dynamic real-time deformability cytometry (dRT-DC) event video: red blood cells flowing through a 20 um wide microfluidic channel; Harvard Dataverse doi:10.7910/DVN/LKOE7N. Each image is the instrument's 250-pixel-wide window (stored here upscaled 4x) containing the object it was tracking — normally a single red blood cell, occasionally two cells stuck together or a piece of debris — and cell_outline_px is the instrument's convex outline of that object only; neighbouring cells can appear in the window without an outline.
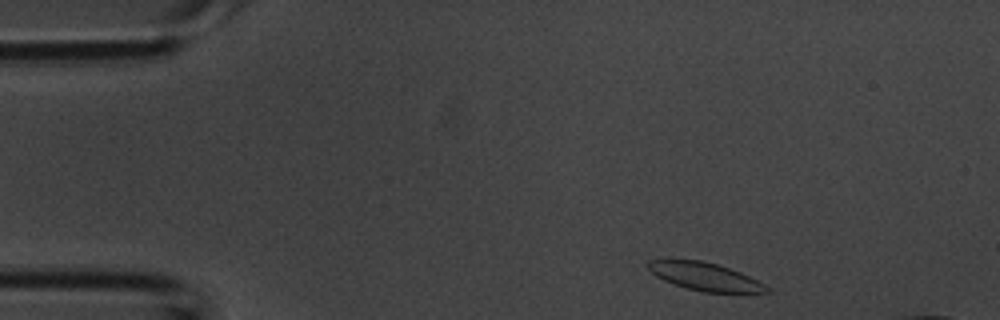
{"species": "common noctule bat (a hibernating species)", "species_latin": "Nyctalus noctula", "temperature_condition": "room temperature", "stored_images_in_passage": 9, "camera_frame_rate_fps": 3000, "um_per_image_px": 0.085, "animal": {"sex": "male", "body_mass_g": 20.1, "forearm_length_mm": 53.5}, "frame": {"image": 1, "passage_image": 2, "time_ms": 0.333, "image_size_px": [1000, 320], "cell_outline_px": [[772, 292], [704, 292], [688, 288], [664, 280], [656, 276], [644, 264], [648, 260], [668, 256], [704, 260], [740, 272], [764, 284]], "centroid_in_image_um": [59.78, 23.43], "position_along_channel_um": 25.2, "area_um2": 19.71}}